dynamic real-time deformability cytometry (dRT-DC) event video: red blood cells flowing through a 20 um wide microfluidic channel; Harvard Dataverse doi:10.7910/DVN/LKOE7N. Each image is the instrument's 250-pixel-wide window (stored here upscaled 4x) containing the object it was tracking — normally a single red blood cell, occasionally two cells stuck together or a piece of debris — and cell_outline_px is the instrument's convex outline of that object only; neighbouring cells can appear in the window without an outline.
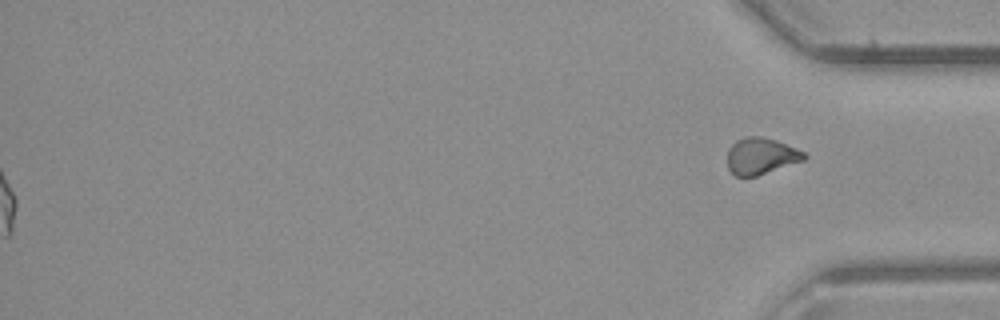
{"species": "common noctule bat (a hibernating species)", "species_latin": "Nyctalus noctula", "temperature_condition": "room temperature", "stored_images_in_passage": 40, "segment_of_instrument_passage": [2, 2], "camera_frame_rate_fps": 3000, "um_per_image_px": 0.085, "animal": {"sex": "male", "body_mass_g": 23.1, "forearm_length_mm": 52.7}, "frame": {"image": 1, "passage_image": 40, "time_ms": 13.0, "image_size_px": [1000, 320], "cell_outline_px": [[808, 156], [804, 160], [756, 176], [736, 176], [728, 168], [728, 148], [736, 140], [744, 136], [760, 136], [776, 140], [796, 148], [804, 152]], "centroid_in_image_um": [64.68, 13.25], "position_along_channel_um": 370.5, "area_um2": 16.3}}